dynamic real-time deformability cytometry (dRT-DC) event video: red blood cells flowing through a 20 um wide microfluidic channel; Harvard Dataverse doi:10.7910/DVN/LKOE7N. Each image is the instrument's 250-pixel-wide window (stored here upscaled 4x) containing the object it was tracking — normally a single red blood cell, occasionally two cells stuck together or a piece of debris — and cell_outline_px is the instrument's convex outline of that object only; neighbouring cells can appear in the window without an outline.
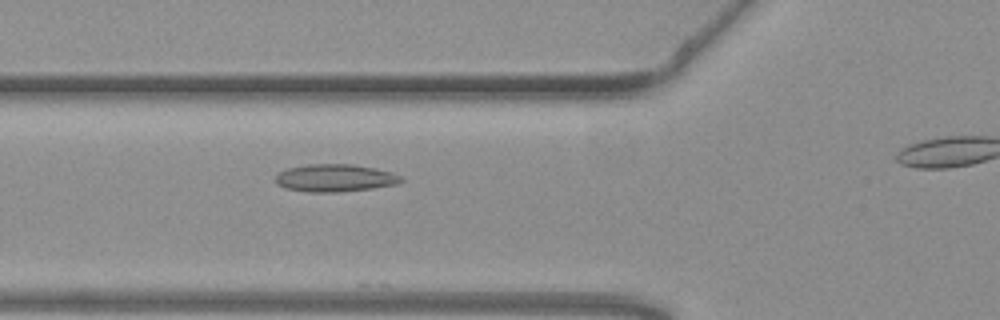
{"species": "common noctule bat (a hibernating species)", "species_latin": "Nyctalus noctula", "temperature_condition": "warm", "stored_images_in_passage": 26, "camera_frame_rate_fps": 3000, "um_per_image_px": 0.085, "animal": {"sex": "female", "body_mass_g": 19.3, "forearm_length_mm": 54.1}, "frame": {"image": 1, "passage_image": 4, "time_ms": 1.0, "image_size_px": [1000, 320], "cell_outline_px": [[404, 180], [396, 184], [372, 188], [336, 192], [308, 192], [284, 188], [276, 184], [276, 172], [288, 168], [308, 164], [352, 164], [376, 168], [392, 172], [400, 176]], "centroid_in_image_um": [28.44, 15.12], "position_along_channel_um": 97.4, "area_um2": 20.23}}
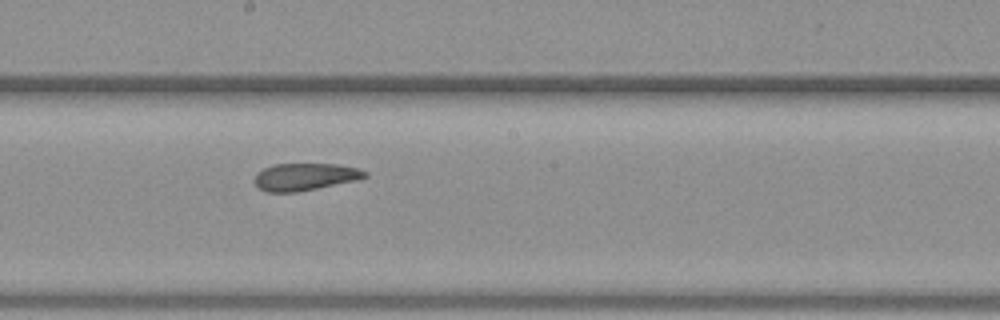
{"frame": {"image": 2, "passage_image": 14, "time_ms": 4.333, "image_size_px": [1000, 320], "cell_outline_px": [[368, 176], [356, 180], [296, 192], [268, 192], [260, 188], [252, 180], [256, 172], [272, 164], [336, 164], [356, 168], [368, 172]], "centroid_in_image_um": [25.88, 15.02], "position_along_channel_um": 222.3, "area_um2": 17.46}}
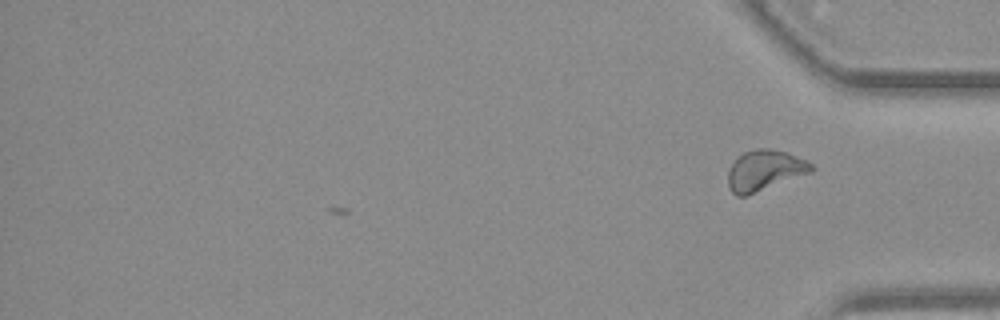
{"frame": {"image": 3, "passage_image": 26, "time_ms": 8.333, "image_size_px": [1000, 320], "cell_outline_px": [[816, 168], [812, 172], [744, 196], [736, 196], [728, 188], [728, 168], [744, 152], [756, 148], [772, 148], [788, 152], [808, 160]], "centroid_in_image_um": [65.02, 14.46], "position_along_channel_um": 370.2, "area_um2": 19.77}, "authors_computed_cell_mechanics": {"area_um2": 18.3804, "velocity_mm_per_s": 3.7353, "shape_relaxation_time_tau1_ms": null, "shape_relaxation_time_tau2_ms": 2.9065, "deformation_change_tau1": null, "deformation_change_tau2": 0.0997}}